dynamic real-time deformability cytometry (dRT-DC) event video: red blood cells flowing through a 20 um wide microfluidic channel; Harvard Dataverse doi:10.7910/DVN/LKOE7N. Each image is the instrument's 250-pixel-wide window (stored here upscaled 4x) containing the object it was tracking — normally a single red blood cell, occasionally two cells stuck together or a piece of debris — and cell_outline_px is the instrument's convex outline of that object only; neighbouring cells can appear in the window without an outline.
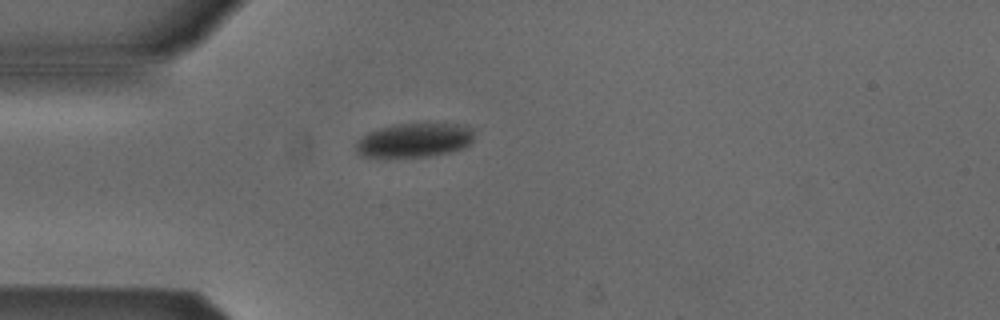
{"species": "Egyptian fruit bat (a non-hibernating species)", "species_latin": "Rousettus aegyptiacus", "temperature_condition": "cold", "stored_images_in_passage": 40, "camera_frame_rate_fps": 3000, "um_per_image_px": 0.085, "animal": {"sex": "male"}, "frame": {"image": 1, "passage_image": 1, "time_ms": 0.0, "image_size_px": [1000, 320], "cell_outline_px": [[472, 140], [464, 148], [452, 152], [428, 156], [360, 156], [356, 152], [356, 144], [368, 132], [392, 124], [456, 124], [472, 128]], "centroid_in_image_um": [35.23, 11.91], "position_along_channel_um": 49.8, "area_um2": 23.06}}
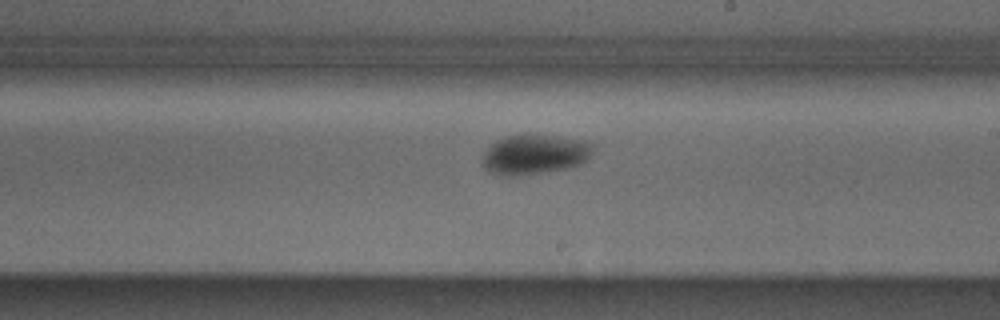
{"frame": {"image": 2, "passage_image": 17, "time_ms": 5.333, "image_size_px": [1000, 320], "cell_outline_px": [[592, 152], [580, 164], [568, 168], [516, 176], [504, 176], [488, 172], [484, 168], [480, 160], [484, 152], [496, 140], [504, 136], [556, 136], [588, 140], [592, 144]], "centroid_in_image_um": [45.4, 13.14], "position_along_channel_um": 243.6, "area_um2": 25.49}}
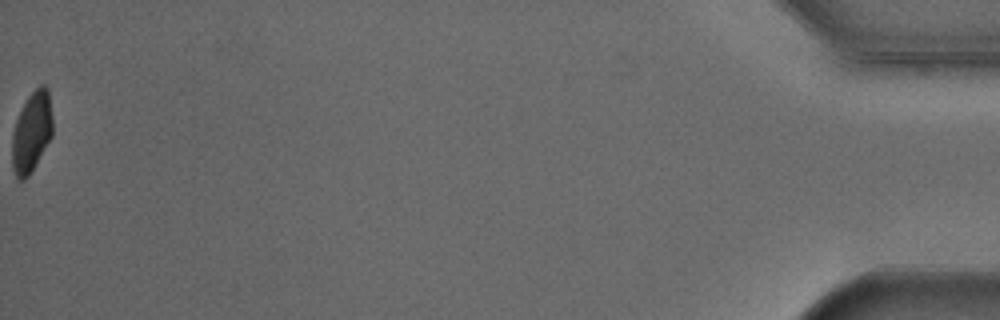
{"frame": {"image": 3, "passage_image": 40, "time_ms": 13.0, "image_size_px": [1000, 320], "cell_outline_px": [[52, 136], [28, 176], [24, 180], [20, 180], [16, 176], [12, 168], [12, 132], [16, 120], [28, 96], [40, 84], [44, 84], [48, 88], [52, 116]], "centroid_in_image_um": [2.69, 11.2], "position_along_channel_um": 432.5, "area_um2": 18.84}, "authors_computed_cell_mechanics": {"area_um2": 23.7269, "velocity_mm_per_s": 3.8517, "shape_relaxation_time_tau1_ms": 5.7847, "shape_relaxation_time_tau2_ms": null, "deformation_change_tau1": 0.1168, "deformation_change_tau2": null}}